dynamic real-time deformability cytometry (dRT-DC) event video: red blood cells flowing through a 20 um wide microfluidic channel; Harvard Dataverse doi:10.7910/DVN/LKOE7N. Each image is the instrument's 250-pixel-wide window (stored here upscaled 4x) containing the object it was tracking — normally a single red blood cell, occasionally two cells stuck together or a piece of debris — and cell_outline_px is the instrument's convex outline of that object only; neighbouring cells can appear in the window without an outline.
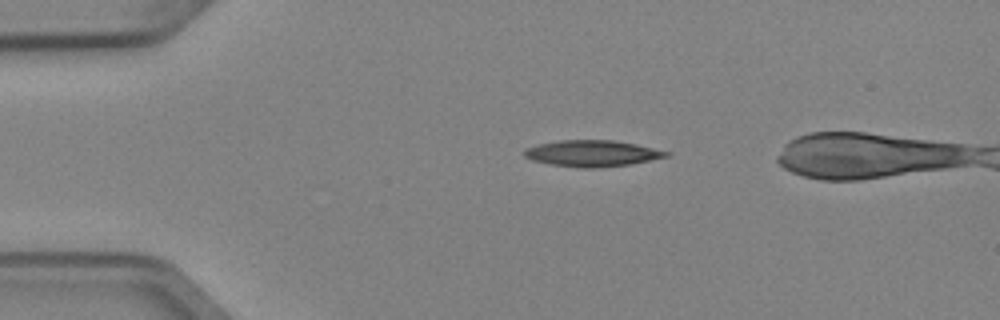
{"species": "Egyptian fruit bat (a non-hibernating species)", "species_latin": "Rousettus aegyptiacus", "temperature_condition": "cold", "stored_images_in_passage": 4, "camera_frame_rate_fps": 3000, "um_per_image_px": 0.085, "animal": {"sex": "female"}, "frame": {"image": 1, "passage_image": 2, "time_ms": 0.333, "image_size_px": [1000, 320], "cell_outline_px": [[672, 152], [668, 156], [632, 164], [596, 168], [580, 168], [548, 164], [532, 160], [524, 156], [524, 148], [536, 144], [560, 140], [616, 140], [636, 144]], "centroid_in_image_um": [50.32, 13.03], "position_along_channel_um": 34.7, "area_um2": 21.96}}